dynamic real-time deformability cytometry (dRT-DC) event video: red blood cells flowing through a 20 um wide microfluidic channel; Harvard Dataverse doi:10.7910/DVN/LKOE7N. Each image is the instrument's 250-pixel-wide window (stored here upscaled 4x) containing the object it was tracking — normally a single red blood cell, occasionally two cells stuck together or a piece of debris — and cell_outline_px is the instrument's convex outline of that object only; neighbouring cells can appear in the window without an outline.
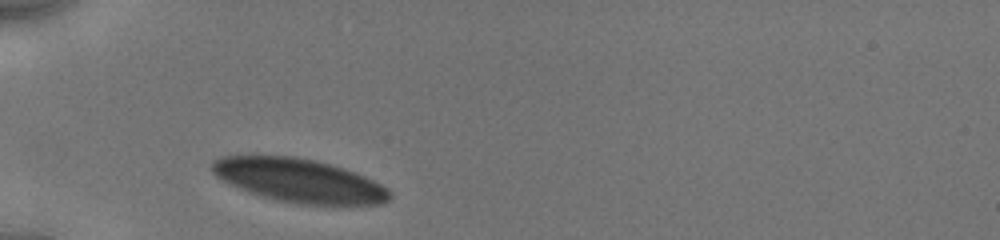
{"species": "human", "species_latin": "Homo sapiens", "temperature_condition": "cold", "stored_images_in_passage": 5, "camera_frame_rate_fps": 3000, "um_per_image_px": 0.085, "donor": {"sex": "male"}, "frame": {"image": 1, "passage_image": 1, "time_ms": 0.0, "image_size_px": [1000, 240], "cell_outline_px": [[392, 196], [384, 204], [296, 204], [276, 200], [260, 196], [248, 192], [220, 180], [208, 168], [212, 160], [224, 156], [292, 156], [316, 160], [332, 164], [344, 168], [364, 176], [388, 188], [392, 192]], "centroid_in_image_um": [25.38, 15.34], "position_along_channel_um": 59.6, "area_um2": 45.37}}
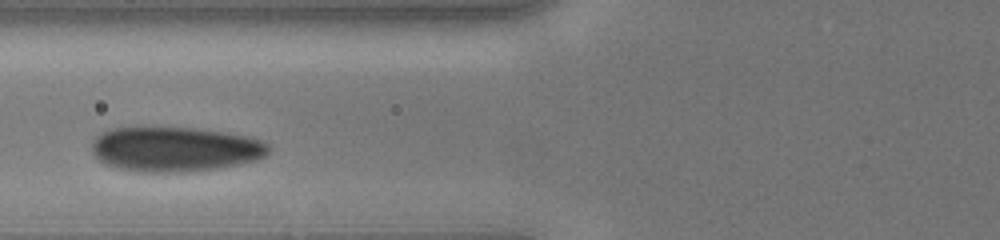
{"frame": {"image": 2, "passage_image": 3, "time_ms": 1.667, "image_size_px": [1000, 240], "cell_outline_px": [[272, 148], [264, 156], [256, 160], [240, 164], [220, 168], [184, 172], [136, 172], [116, 168], [100, 160], [92, 152], [92, 140], [100, 132], [112, 128], [192, 128], [224, 132], [248, 136], [260, 140], [268, 144]], "centroid_in_image_um": [14.88, 12.69], "position_along_channel_um": 110.9, "area_um2": 46.24}}